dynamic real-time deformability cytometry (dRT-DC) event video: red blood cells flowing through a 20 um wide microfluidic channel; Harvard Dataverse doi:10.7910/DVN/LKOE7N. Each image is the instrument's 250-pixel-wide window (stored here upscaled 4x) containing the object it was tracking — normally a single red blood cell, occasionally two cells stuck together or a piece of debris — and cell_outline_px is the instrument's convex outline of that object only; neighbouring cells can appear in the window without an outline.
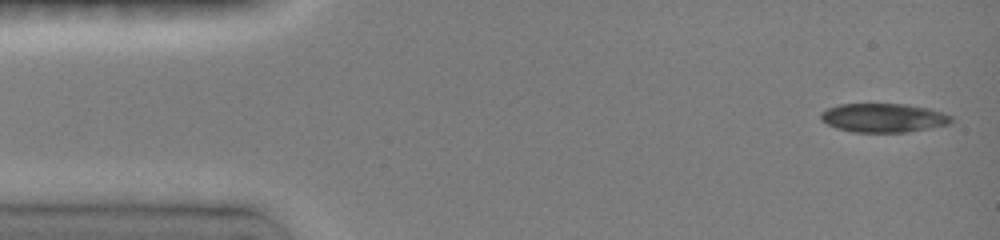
{"species": "common noctule bat (a hibernating species)", "species_latin": "Nyctalus noctula", "temperature_condition": "room temperature", "stored_images_in_passage": 34, "camera_frame_rate_fps": 3000, "um_per_image_px": 0.085, "animal": {"sex": "female", "body_mass_g": 19.0, "forearm_length_mm": 51.5}, "frame": {"image": 1, "passage_image": 1, "time_ms": 0.0, "image_size_px": [1000, 240], "cell_outline_px": [[952, 124], [908, 132], [852, 132], [836, 128], [820, 120], [820, 112], [828, 108], [840, 104], [904, 104], [928, 108], [952, 116]], "centroid_in_image_um": [75.08, 10.02], "position_along_channel_um": 9.9, "area_um2": 22.02}}
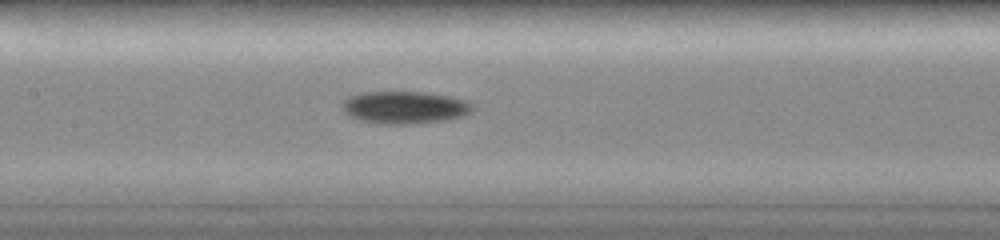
{"frame": {"image": 2, "passage_image": 17, "time_ms": 6.667, "image_size_px": [1000, 240], "cell_outline_px": [[472, 112], [464, 116], [448, 120], [412, 124], [380, 124], [360, 120], [348, 116], [340, 108], [340, 104], [348, 96], [364, 92], [424, 92], [448, 96], [464, 100], [472, 104]], "centroid_in_image_um": [34.35, 9.14], "position_along_channel_um": 173.0, "area_um2": 24.91}}
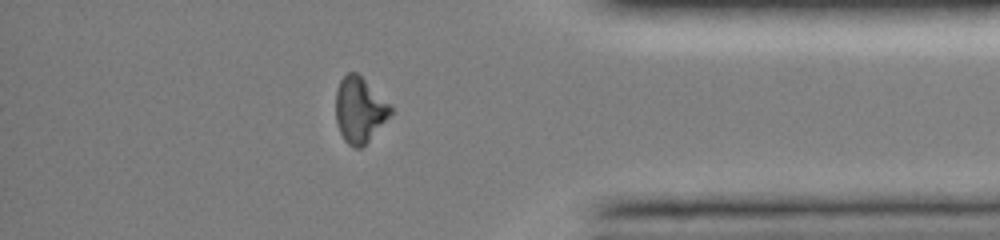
{"frame": {"image": 3, "passage_image": 30, "time_ms": 12.667, "image_size_px": [1000, 240], "cell_outline_px": [[392, 112], [368, 140], [360, 148], [356, 148], [348, 144], [344, 140], [336, 124], [336, 92], [340, 80], [348, 72], [356, 72], [392, 104]], "centroid_in_image_um": [30.55, 9.31], "position_along_channel_um": 404.6, "area_um2": 20.69}, "authors_computed_cell_mechanics": {"area_um2": 22.6865, "velocity_mm_per_s": 4.0591, "shape_relaxation_time_tau1_ms": 5.0715, "shape_relaxation_time_tau2_ms": null, "deformation_change_tau1": 0.1651, "deformation_change_tau2": null}}